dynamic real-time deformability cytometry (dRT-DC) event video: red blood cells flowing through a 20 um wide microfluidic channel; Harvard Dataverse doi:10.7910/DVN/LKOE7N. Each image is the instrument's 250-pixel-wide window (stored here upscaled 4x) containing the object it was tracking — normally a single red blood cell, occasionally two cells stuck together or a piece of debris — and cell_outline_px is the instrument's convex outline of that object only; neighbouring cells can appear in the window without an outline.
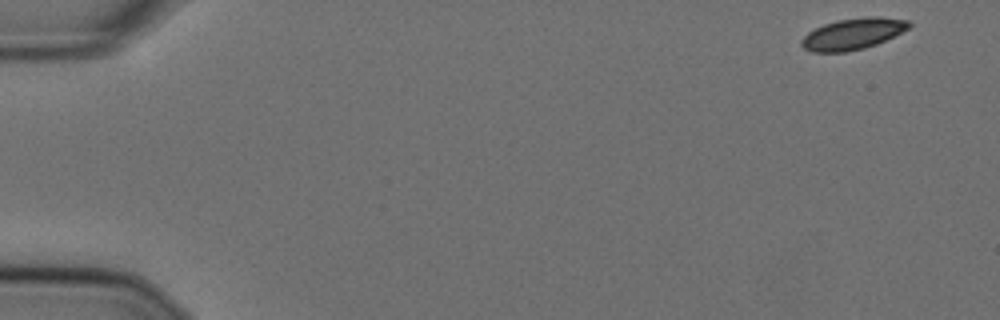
{"species": "Egyptian fruit bat (a non-hibernating species)", "species_latin": "Rousettus aegyptiacus", "temperature_condition": "cold", "stored_images_in_passage": 55, "camera_frame_rate_fps": 3000, "um_per_image_px": 0.085, "animal": {"sex": "female"}, "frame": {"image": 1, "passage_image": 1, "time_ms": 0.0, "image_size_px": [1000, 320], "cell_outline_px": [[912, 24], [908, 28], [876, 44], [864, 48], [844, 52], [812, 52], [804, 48], [800, 44], [800, 40], [808, 32], [824, 24], [836, 20], [864, 16], [880, 16], [912, 20]], "centroid_in_image_um": [72.49, 2.86], "position_along_channel_um": 12.5, "area_um2": 19.65}}
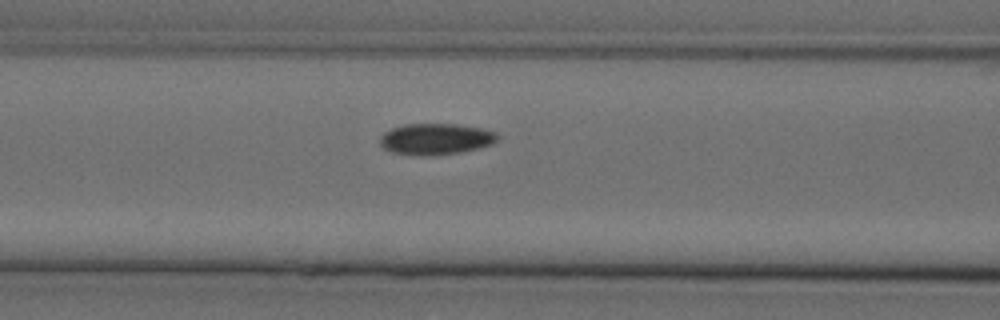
{"frame": {"image": 2, "passage_image": 22, "time_ms": 7.0, "image_size_px": [1000, 320], "cell_outline_px": [[500, 136], [492, 144], [460, 152], [432, 156], [420, 156], [392, 152], [384, 148], [380, 144], [380, 136], [384, 132], [392, 128], [404, 124], [456, 124], [484, 128], [496, 132]], "centroid_in_image_um": [37.04, 11.81], "position_along_channel_um": 129.6, "area_um2": 21.5}}
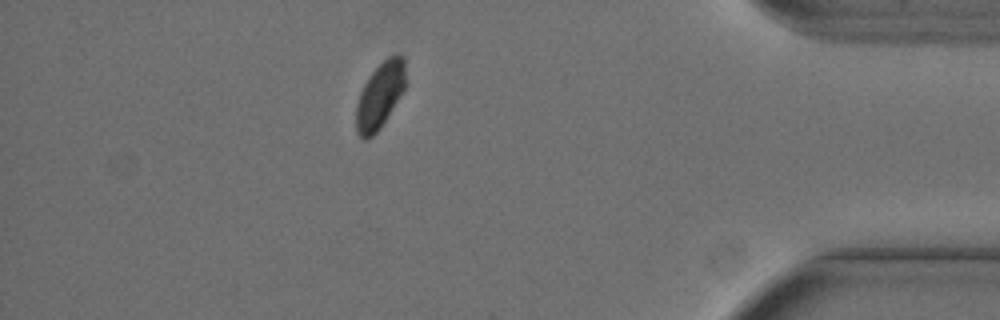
{"frame": {"image": 3, "passage_image": 48, "time_ms": 15.667, "image_size_px": [1000, 320], "cell_outline_px": [[404, 88], [380, 128], [372, 136], [364, 140], [356, 132], [356, 104], [360, 92], [368, 76], [388, 56], [404, 56]], "centroid_in_image_um": [32.25, 8.13], "position_along_channel_um": 403.0, "area_um2": 18.5}, "authors_computed_cell_mechanics": {"area_um2": 20.519, "velocity_mm_per_s": 3.5847, "shape_relaxation_time_tau1_ms": 4.4822, "shape_relaxation_time_tau2_ms": null, "deformation_change_tau1": 0.0756, "deformation_change_tau2": null}}